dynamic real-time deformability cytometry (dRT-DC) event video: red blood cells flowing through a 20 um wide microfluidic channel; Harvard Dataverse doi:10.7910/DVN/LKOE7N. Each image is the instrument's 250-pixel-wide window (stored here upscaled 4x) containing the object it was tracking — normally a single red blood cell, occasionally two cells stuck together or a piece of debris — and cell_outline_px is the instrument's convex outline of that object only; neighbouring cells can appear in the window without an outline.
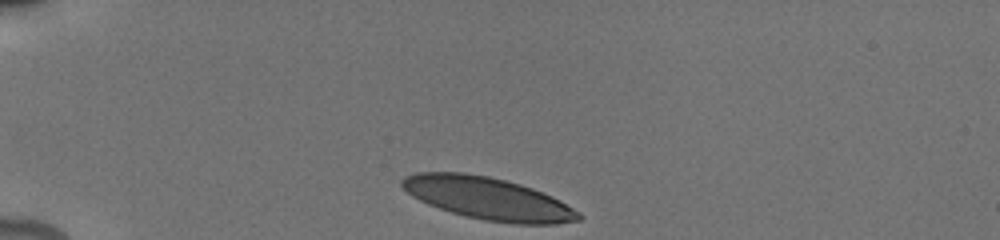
{"species": "human", "species_latin": "Homo sapiens", "temperature_condition": "cold", "stored_images_in_passage": 6, "camera_frame_rate_fps": 3000, "um_per_image_px": 0.085, "donor": {"sex": "male"}, "frame": {"image": 1, "passage_image": 1, "time_ms": 0.0, "image_size_px": [1000, 240], "cell_outline_px": [[584, 216], [580, 220], [556, 224], [512, 224], [484, 220], [452, 212], [428, 204], [412, 196], [400, 184], [400, 180], [404, 176], [416, 172], [464, 172], [488, 176], [520, 184], [532, 188], [552, 196], [560, 200], [580, 212]], "centroid_in_image_um": [41.5, 16.87], "position_along_channel_um": 43.5, "area_um2": 43.58}}
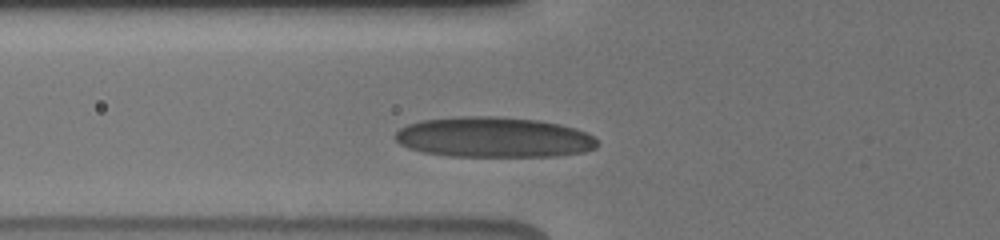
{"frame": {"image": 2, "passage_image": 5, "time_ms": 2.333, "image_size_px": [1000, 240], "cell_outline_px": [[596, 148], [584, 152], [556, 156], [452, 156], [424, 152], [408, 148], [400, 144], [392, 136], [400, 128], [408, 124], [420, 120], [460, 116], [496, 116], [536, 120], [560, 124], [576, 128], [592, 136], [596, 140]], "centroid_in_image_um": [41.93, 11.66], "position_along_channel_um": 83.9, "area_um2": 47.57}}